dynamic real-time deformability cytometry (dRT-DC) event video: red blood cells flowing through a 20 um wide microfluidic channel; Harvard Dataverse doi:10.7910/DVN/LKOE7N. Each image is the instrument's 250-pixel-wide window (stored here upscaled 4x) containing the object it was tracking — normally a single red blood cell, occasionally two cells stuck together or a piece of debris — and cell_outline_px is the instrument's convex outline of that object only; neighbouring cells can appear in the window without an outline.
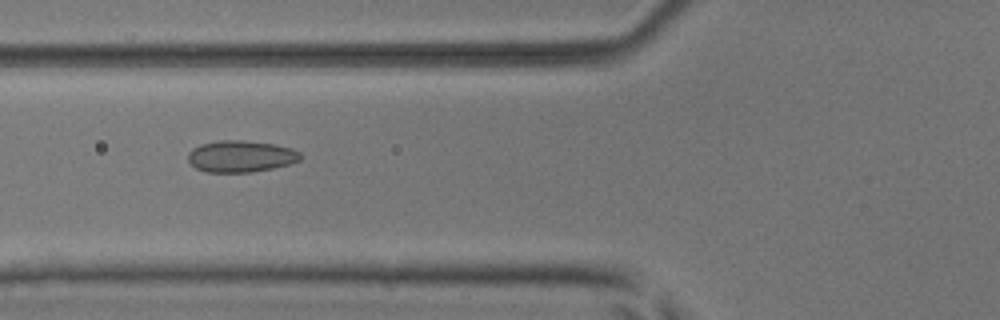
{"species": "common noctule bat (a hibernating species)", "species_latin": "Nyctalus noctula", "temperature_condition": "room temperature", "stored_images_in_passage": 51, "camera_frame_rate_fps": 3000, "um_per_image_px": 0.085, "animal": {"sex": "male", "body_mass_g": 17.9, "forearm_length_mm": 54.2}, "frame": {"image": 1, "passage_image": 20, "time_ms": 6.333, "image_size_px": [1000, 320], "cell_outline_px": [[304, 156], [300, 160], [288, 164], [272, 168], [252, 172], [208, 172], [196, 168], [188, 160], [188, 152], [192, 148], [200, 144], [220, 140], [244, 140], [276, 144], [292, 148], [300, 152]], "centroid_in_image_um": [20.49, 13.27], "position_along_channel_um": 105.3, "area_um2": 20.87}}
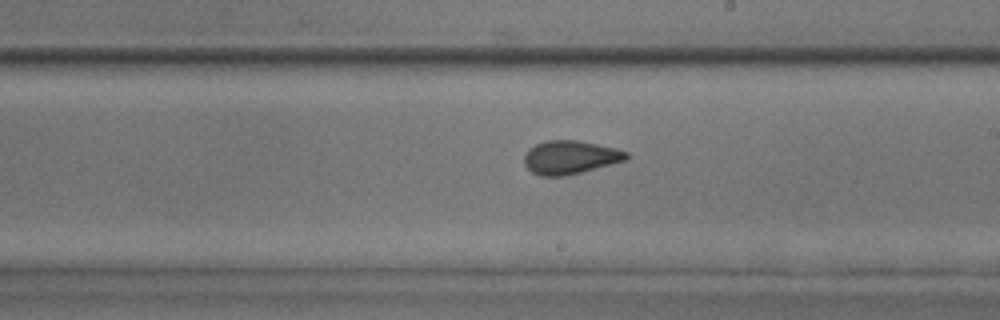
{"frame": {"image": 2, "passage_image": 30, "time_ms": 9.667, "image_size_px": [1000, 320], "cell_outline_px": [[628, 160], [564, 176], [540, 176], [532, 172], [524, 164], [524, 156], [528, 148], [536, 144], [548, 140], [576, 140], [616, 148], [628, 152]], "centroid_in_image_um": [48.45, 13.37], "position_along_channel_um": 240.5, "area_um2": 19.88}}
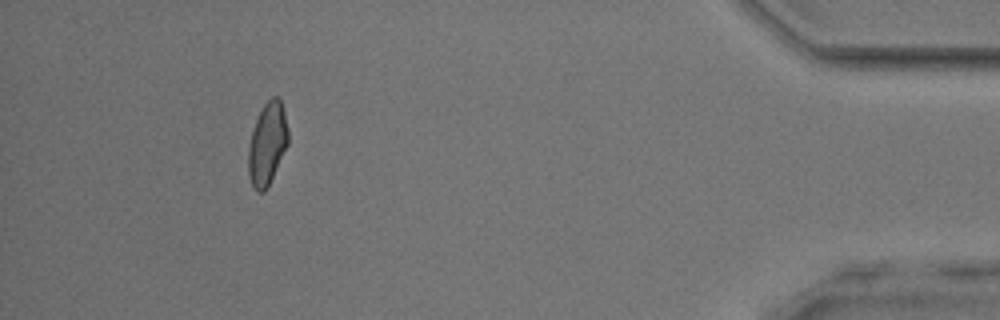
{"frame": {"image": 3, "passage_image": 47, "time_ms": 15.333, "image_size_px": [1000, 320], "cell_outline_px": [[288, 144], [264, 192], [256, 192], [252, 188], [248, 176], [248, 148], [252, 132], [256, 120], [264, 104], [272, 96], [276, 96], [280, 100], [284, 112], [288, 132]], "centroid_in_image_um": [22.7, 12.24], "position_along_channel_um": 412.5, "area_um2": 18.84}, "authors_computed_cell_mechanics": {"area_um2": 19.8832, "velocity_mm_per_s": 4.0683, "shape_relaxation_time_tau1_ms": null, "shape_relaxation_time_tau2_ms": 1.4385, "deformation_change_tau1": null, "deformation_change_tau2": 0.0763}}